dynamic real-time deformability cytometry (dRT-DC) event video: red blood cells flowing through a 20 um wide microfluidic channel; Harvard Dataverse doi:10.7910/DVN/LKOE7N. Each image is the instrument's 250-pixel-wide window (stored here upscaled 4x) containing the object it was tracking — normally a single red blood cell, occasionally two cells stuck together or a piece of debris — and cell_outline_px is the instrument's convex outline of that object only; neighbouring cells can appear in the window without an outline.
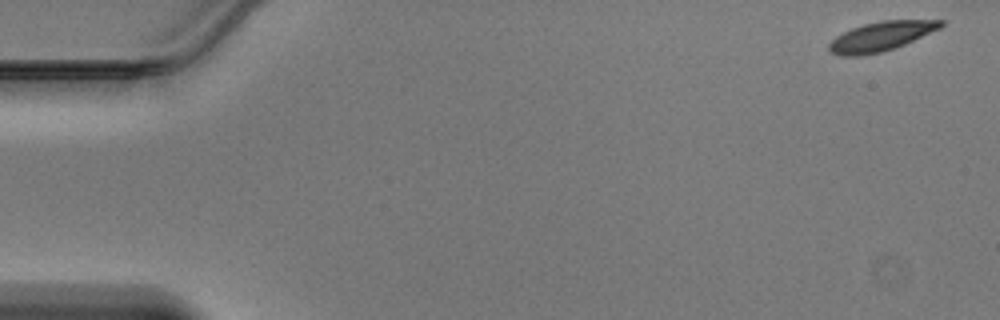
{"species": "Egyptian fruit bat (a non-hibernating species)", "species_latin": "Rousettus aegyptiacus", "temperature_condition": "warm", "stored_images_in_passage": 47, "camera_frame_rate_fps": 3000, "um_per_image_px": 0.085, "animal": {"sex": "male"}, "frame": {"image": 1, "passage_image": 1, "time_ms": 0.0, "image_size_px": [1000, 320], "cell_outline_px": [[944, 24], [940, 28], [904, 44], [880, 52], [860, 56], [840, 56], [832, 52], [828, 48], [828, 44], [836, 36], [852, 28], [864, 24], [880, 20], [944, 20]], "centroid_in_image_um": [74.86, 3.08], "position_along_channel_um": 10.1, "area_um2": 18.84}}
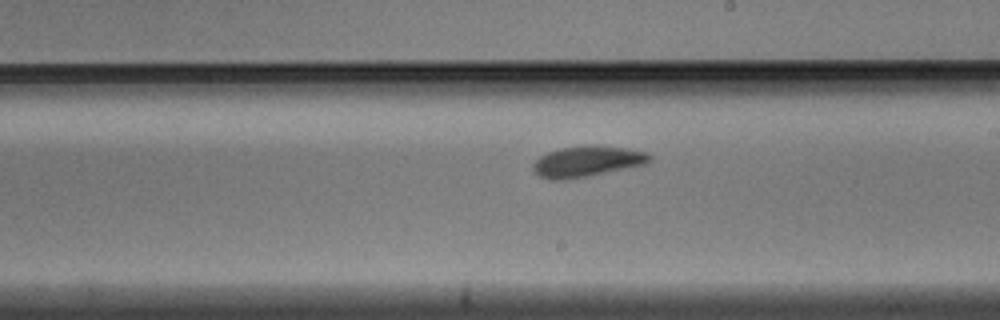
{"frame": {"image": 2, "passage_image": 27, "time_ms": 8.667, "image_size_px": [1000, 320], "cell_outline_px": [[652, 160], [648, 164], [588, 176], [564, 180], [548, 180], [532, 172], [532, 164], [540, 156], [548, 152], [560, 148], [584, 144], [596, 144], [628, 148], [648, 152], [652, 156]], "centroid_in_image_um": [49.92, 13.7], "position_along_channel_um": 239.1, "area_um2": 21.56}}
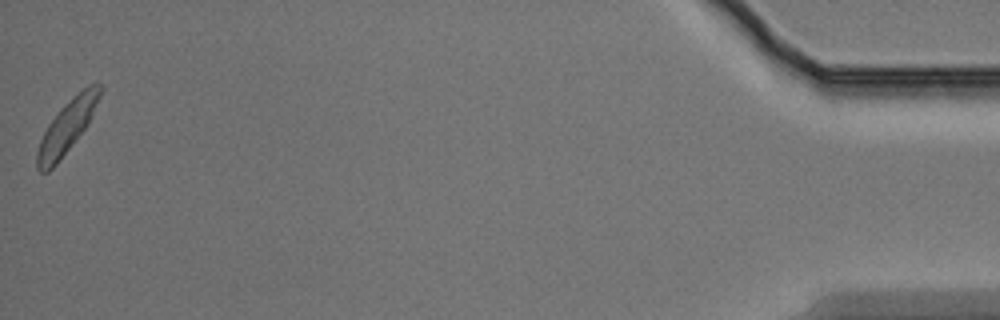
{"frame": {"image": 3, "passage_image": 47, "time_ms": 15.333, "image_size_px": [1000, 320], "cell_outline_px": [[104, 88], [92, 116], [88, 124], [56, 164], [48, 172], [40, 172], [36, 168], [36, 152], [40, 140], [48, 124], [60, 108], [72, 96], [88, 84], [104, 84]], "centroid_in_image_um": [5.7, 10.73], "position_along_channel_um": 429.5, "area_um2": 19.31}}